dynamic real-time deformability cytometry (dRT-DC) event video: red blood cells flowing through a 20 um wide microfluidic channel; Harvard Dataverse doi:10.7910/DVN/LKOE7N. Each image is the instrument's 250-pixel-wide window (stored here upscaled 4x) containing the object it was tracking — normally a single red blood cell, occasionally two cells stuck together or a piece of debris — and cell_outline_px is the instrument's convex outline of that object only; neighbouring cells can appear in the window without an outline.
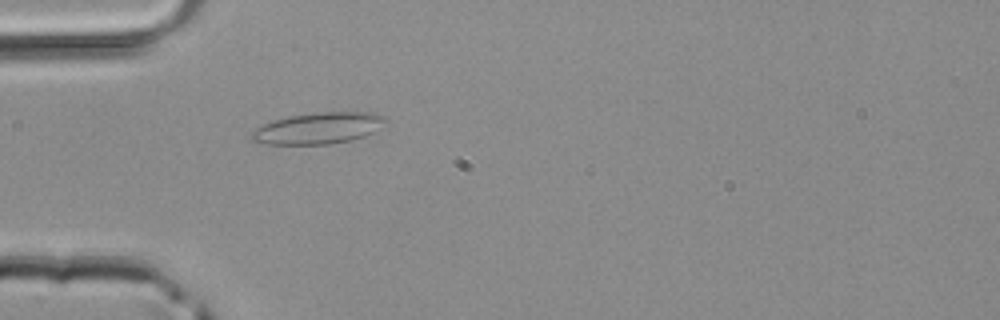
{"species": "common noctule bat (a hibernating species)", "species_latin": "Nyctalus noctula", "temperature_condition": "room temperature", "stored_images_in_passage": 3, "camera_frame_rate_fps": 3000, "um_per_image_px": 0.085, "animal": {"sex": "male", "body_mass_g": 20.4}, "frame": {"image": 1, "passage_image": 3, "time_ms": 0.667, "image_size_px": [1000, 320], "cell_outline_px": [[388, 120], [372, 132], [364, 136], [348, 140], [328, 144], [268, 144], [252, 140], [248, 136], [248, 132], [272, 120], [288, 116], [316, 112], [376, 112], [388, 116]], "centroid_in_image_um": [27.03, 10.88], "position_along_channel_um": 58.0, "area_um2": 24.62}}